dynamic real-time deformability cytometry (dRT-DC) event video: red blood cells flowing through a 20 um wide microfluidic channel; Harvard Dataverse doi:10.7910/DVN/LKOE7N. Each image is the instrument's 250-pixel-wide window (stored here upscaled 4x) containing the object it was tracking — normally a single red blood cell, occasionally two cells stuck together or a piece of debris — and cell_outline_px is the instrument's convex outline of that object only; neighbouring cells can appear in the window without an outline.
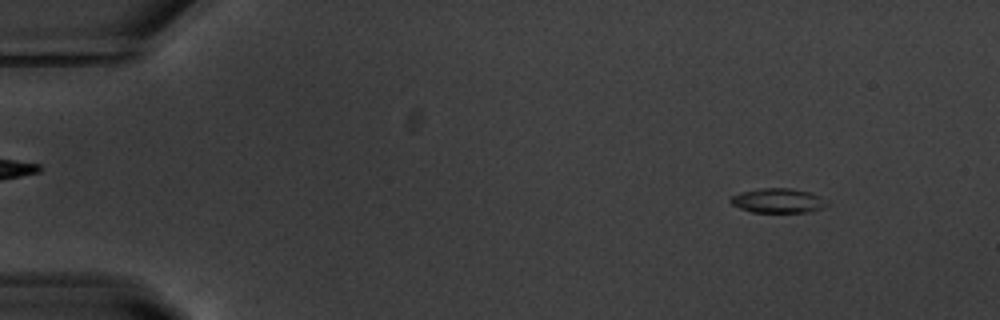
{"species": "common noctule bat (a hibernating species)", "species_latin": "Nyctalus noctula", "temperature_condition": "warm", "stored_images_in_passage": 56, "camera_frame_rate_fps": 3000, "um_per_image_px": 0.085, "animal": {"sex": "male", "body_mass_g": 20.1, "forearm_length_mm": 53.5}, "frame": {"image": 1, "passage_image": 6, "time_ms": 1.667, "image_size_px": [1000, 320], "cell_outline_px": [[828, 204], [812, 212], [752, 212], [740, 208], [732, 204], [728, 200], [732, 196], [740, 192], [764, 188], [792, 188], [812, 192], [828, 200]], "centroid_in_image_um": [66.16, 17.05], "position_along_channel_um": 18.8, "area_um2": 13.87}}
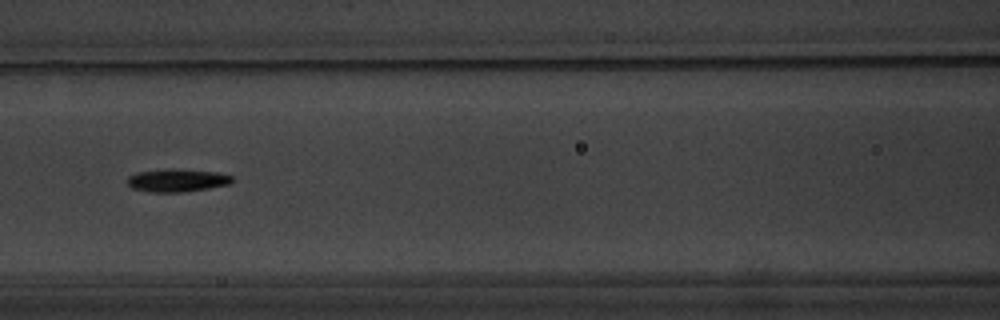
{"frame": {"image": 2, "passage_image": 25, "time_ms": 8.0, "image_size_px": [1000, 320], "cell_outline_px": [[232, 180], [228, 184], [208, 188], [184, 192], [148, 192], [132, 188], [128, 184], [128, 176], [136, 172], [168, 168], [220, 172], [232, 176]], "centroid_in_image_um": [15.02, 15.32], "position_along_channel_um": 151.6, "area_um2": 14.05}}
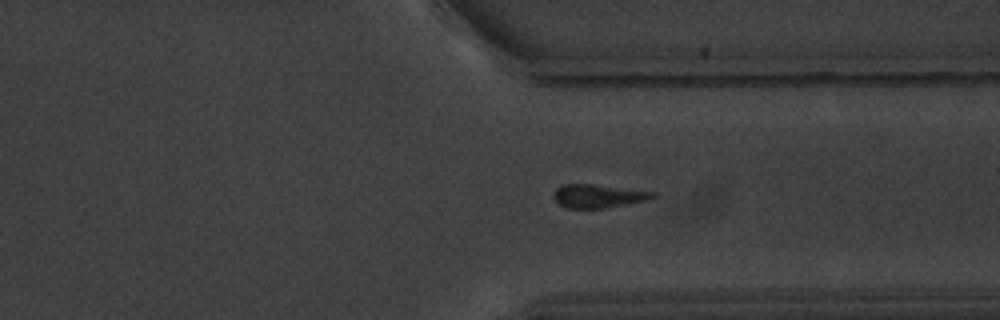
{"frame": {"image": 3, "passage_image": 42, "time_ms": 13.667, "image_size_px": [1000, 320], "cell_outline_px": [[656, 196], [648, 200], [604, 208], [564, 208], [552, 196], [552, 192], [556, 188], [564, 184], [592, 184], [656, 192]], "centroid_in_image_um": [50.82, 16.66], "position_along_channel_um": 360.6, "area_um2": 13.53}, "authors_computed_cell_mechanics": {"area_um2": 13.4096, "velocity_mm_per_s": 3.6955, "shape_relaxation_time_tau1_ms": 0.9634, "shape_relaxation_time_tau2_ms": null, "deformation_change_tau1": 0.1228, "deformation_change_tau2": null}}